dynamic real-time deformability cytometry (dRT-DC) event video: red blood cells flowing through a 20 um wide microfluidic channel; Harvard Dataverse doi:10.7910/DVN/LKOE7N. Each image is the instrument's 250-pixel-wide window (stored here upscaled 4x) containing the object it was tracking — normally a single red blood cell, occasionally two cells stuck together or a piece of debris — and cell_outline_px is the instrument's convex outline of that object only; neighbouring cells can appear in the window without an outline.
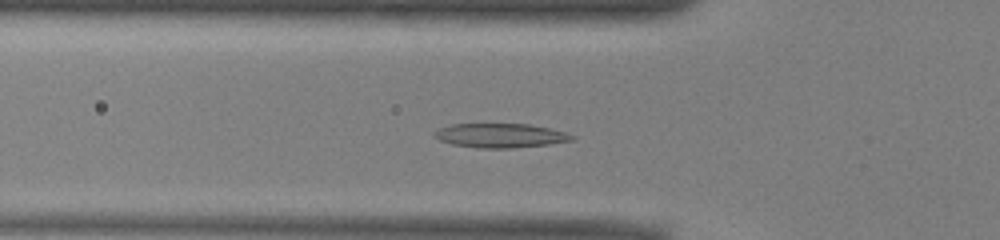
{"species": "common noctule bat (a hibernating species)", "species_latin": "Nyctalus noctula", "temperature_condition": "warm", "stored_images_in_passage": 46, "camera_frame_rate_fps": 3000, "um_per_image_px": 0.085, "animal": {"sex": "male", "body_mass_g": 13.0, "forearm_length_mm": 53.1}, "frame": {"image": 1, "passage_image": 11, "time_ms": 3.333, "image_size_px": [1000, 240], "cell_outline_px": [[576, 140], [552, 144], [512, 148], [476, 148], [452, 144], [440, 140], [432, 136], [432, 132], [440, 128], [452, 124], [528, 124], [548, 128], [564, 132], [576, 136]], "centroid_in_image_um": [42.54, 11.53], "position_along_channel_um": 83.3, "area_um2": 19.54}}
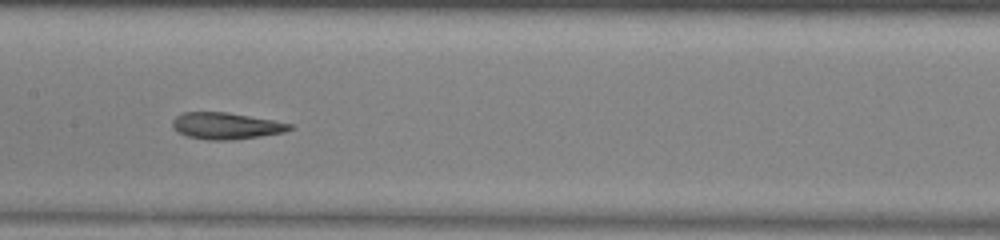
{"frame": {"image": 2, "passage_image": 19, "time_ms": 6.0, "image_size_px": [1000, 240], "cell_outline_px": [[292, 128], [284, 132], [260, 136], [228, 140], [208, 140], [188, 136], [172, 128], [172, 120], [176, 116], [184, 112], [228, 112], [272, 120], [292, 124]], "centroid_in_image_um": [19.19, 10.69], "position_along_channel_um": 188.2, "area_um2": 17.98}}
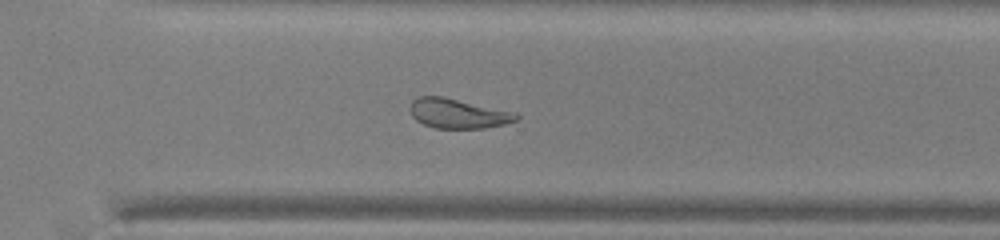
{"frame": {"image": 3, "passage_image": 30, "time_ms": 9.667, "image_size_px": [1000, 240], "cell_outline_px": [[520, 120], [504, 124], [484, 128], [436, 128], [424, 124], [416, 120], [412, 116], [408, 108], [412, 100], [420, 96], [444, 96], [516, 112], [520, 116]], "centroid_in_image_um": [38.94, 9.64], "position_along_channel_um": 331.7, "area_um2": 18.61}, "authors_computed_cell_mechanics": {"area_um2": 19.7965, "velocity_mm_per_s": 3.9179, "shape_relaxation_time_tau1_ms": null, "shape_relaxation_time_tau2_ms": 2.0215, "deformation_change_tau1": null, "deformation_change_tau2": 0.0959}}